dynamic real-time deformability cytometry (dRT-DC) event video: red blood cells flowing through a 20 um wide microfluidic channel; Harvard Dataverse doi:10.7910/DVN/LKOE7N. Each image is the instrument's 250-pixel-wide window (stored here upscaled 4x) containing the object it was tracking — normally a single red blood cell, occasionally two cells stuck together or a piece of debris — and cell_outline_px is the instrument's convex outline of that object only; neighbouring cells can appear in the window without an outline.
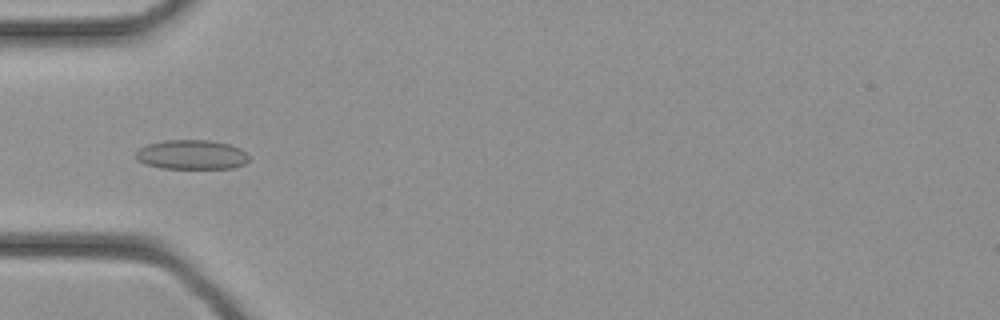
{"species": "common noctule bat (a hibernating species)", "species_latin": "Nyctalus noctula", "temperature_condition": "cold", "stored_images_in_passage": 28, "camera_frame_rate_fps": 3000, "um_per_image_px": 0.085, "animal": {"sex": "female", "body_mass_g": 21.9}, "frame": {"image": 1, "passage_image": 5, "time_ms": 1.333, "image_size_px": [1000, 320], "cell_outline_px": [[248, 160], [244, 164], [232, 168], [160, 168], [144, 164], [136, 160], [136, 152], [140, 148], [148, 144], [164, 140], [208, 140], [228, 144], [240, 148], [248, 152]], "centroid_in_image_um": [16.28, 13.15], "position_along_channel_um": 68.7, "area_um2": 19.48}}
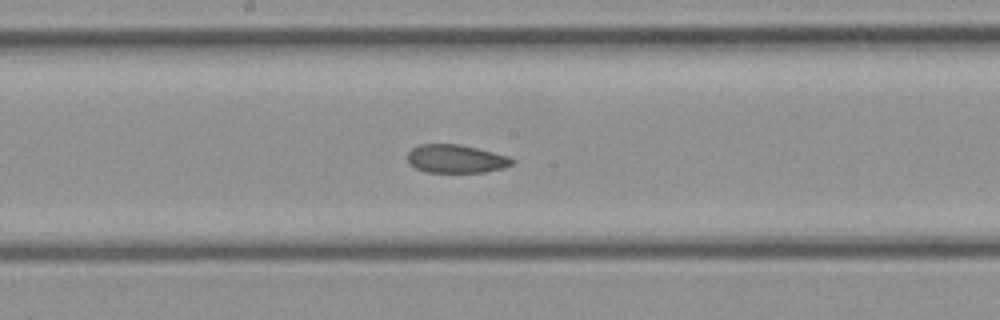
{"frame": {"image": 2, "passage_image": 12, "time_ms": 3.667, "image_size_px": [1000, 320], "cell_outline_px": [[516, 160], [512, 164], [504, 168], [484, 172], [424, 172], [408, 164], [408, 152], [412, 148], [420, 144], [460, 144], [508, 156]], "centroid_in_image_um": [38.74, 13.5], "position_along_channel_um": 209.5, "area_um2": 17.28}}
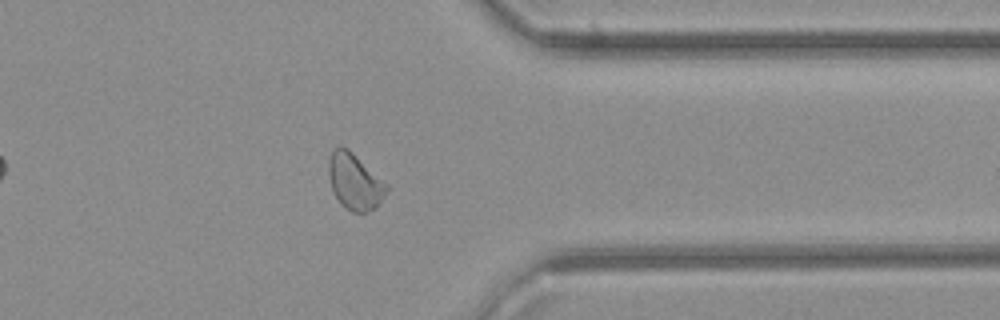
{"frame": {"image": 3, "passage_image": 21, "time_ms": 6.667, "image_size_px": [1000, 320], "cell_outline_px": [[388, 192], [376, 208], [364, 212], [352, 212], [336, 196], [332, 188], [328, 172], [328, 160], [332, 152], [340, 144], [348, 148], [388, 184]], "centroid_in_image_um": [30.18, 15.4], "position_along_channel_um": 381.2, "area_um2": 18.79}}